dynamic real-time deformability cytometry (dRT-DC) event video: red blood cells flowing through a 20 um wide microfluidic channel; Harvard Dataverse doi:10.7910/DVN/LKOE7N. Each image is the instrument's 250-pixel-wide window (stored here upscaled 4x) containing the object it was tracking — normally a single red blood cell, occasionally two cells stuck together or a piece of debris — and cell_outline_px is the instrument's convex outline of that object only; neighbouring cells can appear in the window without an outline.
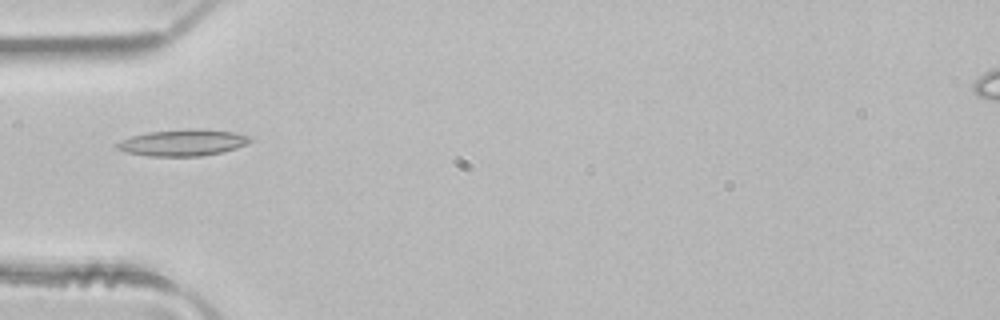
{"species": "common noctule bat (a hibernating species)", "species_latin": "Nyctalus noctula", "temperature_condition": "room temperature", "stored_images_in_passage": 49, "camera_frame_rate_fps": 3000, "um_per_image_px": 0.085, "animal": {"sex": "male", "body_mass_g": 21.5, "forearm_length_mm": 52.0}, "frame": {"image": 1, "passage_image": 16, "time_ms": 5.0, "image_size_px": [1000, 320], "cell_outline_px": [[252, 140], [248, 144], [236, 148], [220, 152], [200, 156], [148, 156], [124, 152], [116, 148], [116, 144], [120, 140], [132, 136], [148, 132], [196, 128], [232, 132], [252, 136]], "centroid_in_image_um": [15.54, 12.12], "position_along_channel_um": 69.5, "area_um2": 20.52}}
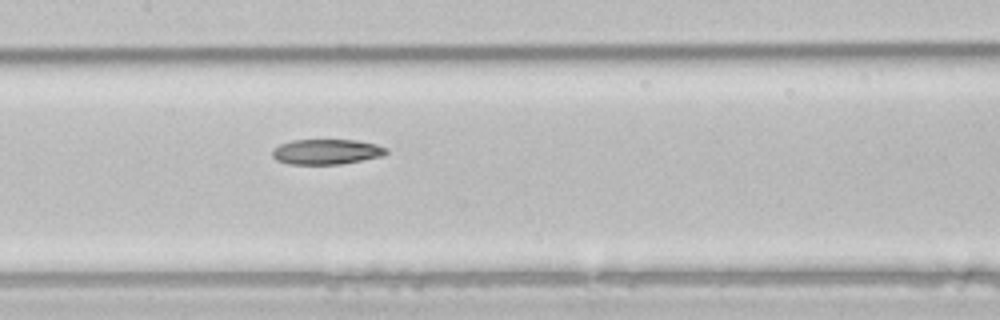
{"frame": {"image": 2, "passage_image": 24, "time_ms": 7.667, "image_size_px": [1000, 320], "cell_outline_px": [[388, 152], [380, 156], [340, 164], [288, 164], [276, 160], [272, 156], [272, 148], [280, 144], [292, 140], [356, 140], [376, 144], [388, 148]], "centroid_in_image_um": [27.71, 12.89], "position_along_channel_um": 179.7, "area_um2": 16.7}}
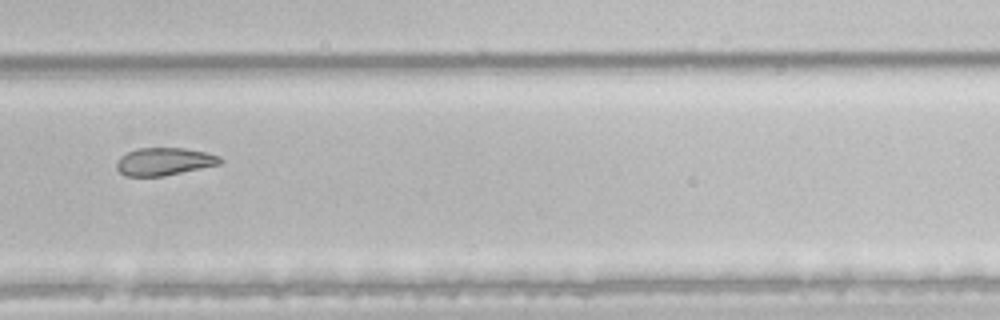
{"frame": {"image": 3, "passage_image": 34, "time_ms": 11.0, "image_size_px": [1000, 320], "cell_outline_px": [[224, 160], [220, 164], [164, 176], [124, 176], [116, 168], [116, 164], [120, 156], [136, 148], [184, 148], [208, 152], [220, 156]], "centroid_in_image_um": [13.97, 13.72], "position_along_channel_um": 315.8, "area_um2": 16.82}}